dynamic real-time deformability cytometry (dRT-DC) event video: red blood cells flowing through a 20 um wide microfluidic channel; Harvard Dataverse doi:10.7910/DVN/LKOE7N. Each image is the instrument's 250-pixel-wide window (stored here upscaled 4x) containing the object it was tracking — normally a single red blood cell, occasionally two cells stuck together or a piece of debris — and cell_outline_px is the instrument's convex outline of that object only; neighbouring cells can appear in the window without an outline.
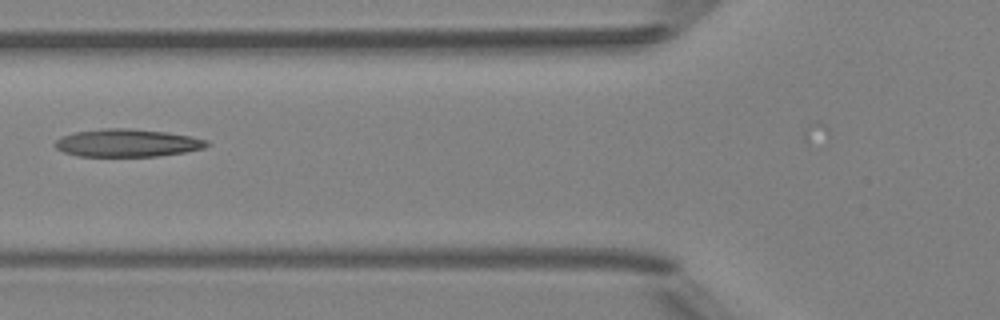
{"species": "Egyptian fruit bat (a non-hibernating species)", "species_latin": "Rousettus aegyptiacus", "temperature_condition": "room temperature", "stored_images_in_passage": 4, "camera_frame_rate_fps": 3000, "um_per_image_px": 0.085, "animal": {"sex": "female"}, "frame": {"image": 1, "passage_image": 4, "time_ms": 3.667, "image_size_px": [1000, 320], "cell_outline_px": [[208, 144], [204, 148], [184, 152], [156, 156], [76, 156], [64, 152], [56, 148], [56, 140], [60, 136], [72, 132], [100, 128], [128, 128], [168, 132], [208, 140]], "centroid_in_image_um": [10.77, 12.14], "position_along_channel_um": 115.0, "area_um2": 24.57}}